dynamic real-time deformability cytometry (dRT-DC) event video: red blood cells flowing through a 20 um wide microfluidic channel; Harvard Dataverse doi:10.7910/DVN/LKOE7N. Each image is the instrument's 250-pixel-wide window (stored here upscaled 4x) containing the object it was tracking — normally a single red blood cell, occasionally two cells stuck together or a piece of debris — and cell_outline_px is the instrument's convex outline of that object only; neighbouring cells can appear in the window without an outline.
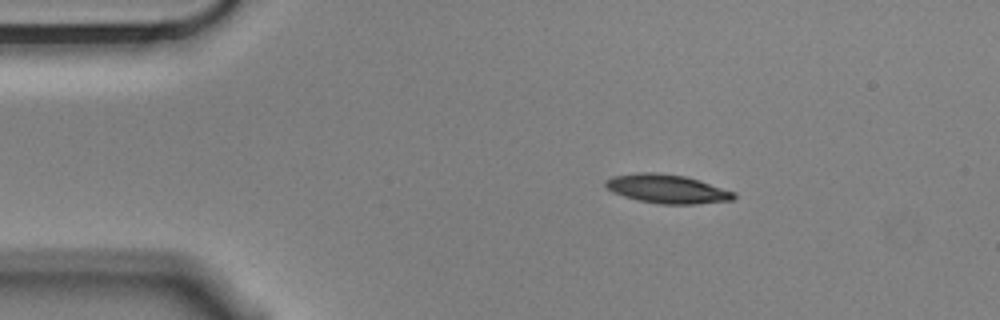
{"species": "Egyptian fruit bat (a non-hibernating species)", "species_latin": "Rousettus aegyptiacus", "temperature_condition": "cold", "stored_images_in_passage": 47, "camera_frame_rate_fps": 3000, "um_per_image_px": 0.085, "animal": {"sex": "male"}, "frame": {"image": 1, "passage_image": 1, "time_ms": 0.0, "image_size_px": [1000, 320], "cell_outline_px": [[736, 196], [732, 200], [696, 204], [660, 204], [636, 200], [612, 192], [604, 184], [604, 180], [612, 176], [640, 172], [656, 172], [684, 176], [736, 192]], "centroid_in_image_um": [56.67, 16.06], "position_along_channel_um": 28.3, "area_um2": 21.5}}
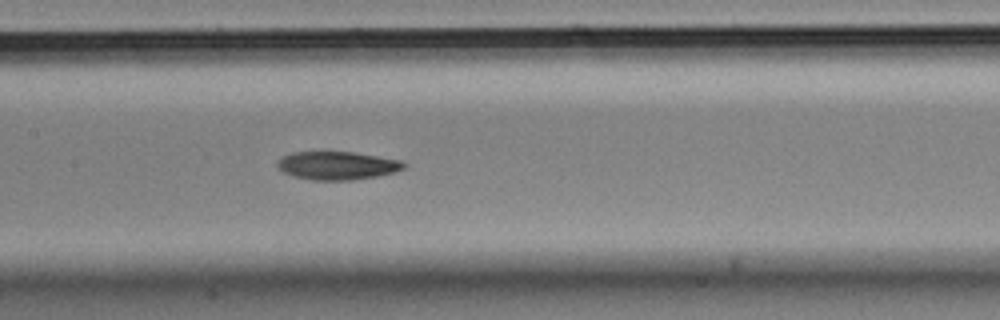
{"frame": {"image": 2, "passage_image": 18, "time_ms": 5.667, "image_size_px": [1000, 320], "cell_outline_px": [[404, 168], [392, 172], [376, 176], [352, 180], [312, 180], [292, 176], [284, 172], [276, 164], [284, 156], [292, 152], [352, 152], [400, 160], [404, 164]], "centroid_in_image_um": [28.63, 14.08], "position_along_channel_um": 178.8, "area_um2": 20.4}}
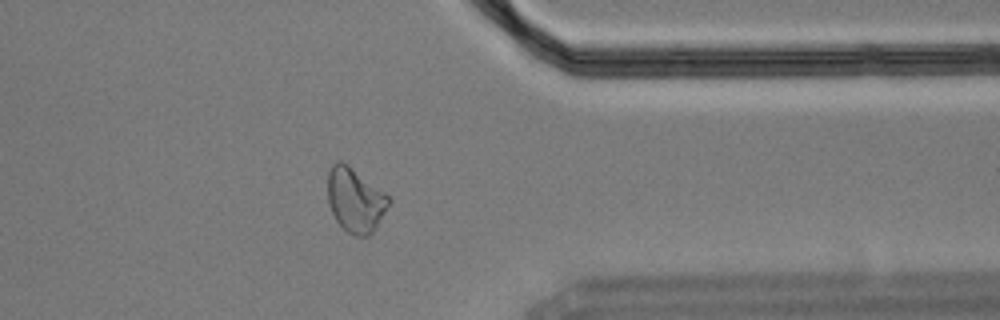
{"frame": {"image": 3, "passage_image": 36, "time_ms": 11.667, "image_size_px": [1000, 320], "cell_outline_px": [[392, 200], [376, 228], [368, 236], [356, 236], [348, 232], [336, 220], [328, 204], [328, 172], [332, 164], [336, 160], [340, 160], [348, 164], [384, 192]], "centroid_in_image_um": [30.19, 16.99], "position_along_channel_um": 381.2, "area_um2": 22.83}, "authors_computed_cell_mechanics": {"area_um2": 21.5594, "velocity_mm_per_s": 3.5456, "shape_relaxation_time_tau1_ms": 4.0892, "shape_relaxation_time_tau2_ms": 4.5662, "deformation_change_tau1": 0.1488, "deformation_change_tau2": 0.1085}}